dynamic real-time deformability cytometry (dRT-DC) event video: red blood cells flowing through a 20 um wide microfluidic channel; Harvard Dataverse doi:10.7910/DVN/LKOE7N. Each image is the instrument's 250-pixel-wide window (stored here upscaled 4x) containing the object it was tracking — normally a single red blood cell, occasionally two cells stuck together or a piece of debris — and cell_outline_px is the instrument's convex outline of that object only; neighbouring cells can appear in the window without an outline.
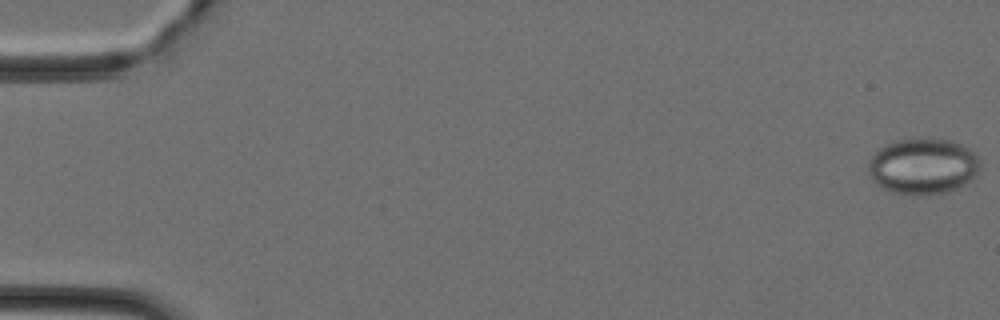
{"species": "Egyptian fruit bat (a non-hibernating species)", "species_latin": "Rousettus aegyptiacus", "temperature_condition": "cold", "stored_images_in_passage": 46, "camera_frame_rate_fps": 3000, "um_per_image_px": 0.085, "animal": {"sex": "female"}, "frame": {"image": 1, "passage_image": 1, "time_ms": 0.0, "image_size_px": [1000, 320], "cell_outline_px": [[980, 168], [976, 176], [964, 184], [948, 192], [920, 196], [912, 196], [892, 192], [884, 188], [872, 180], [868, 172], [868, 160], [884, 144], [896, 140], [920, 136], [928, 136], [952, 140], [968, 148], [980, 160]], "centroid_in_image_um": [78.44, 14.1], "position_along_channel_um": 6.6, "area_um2": 37.34}}
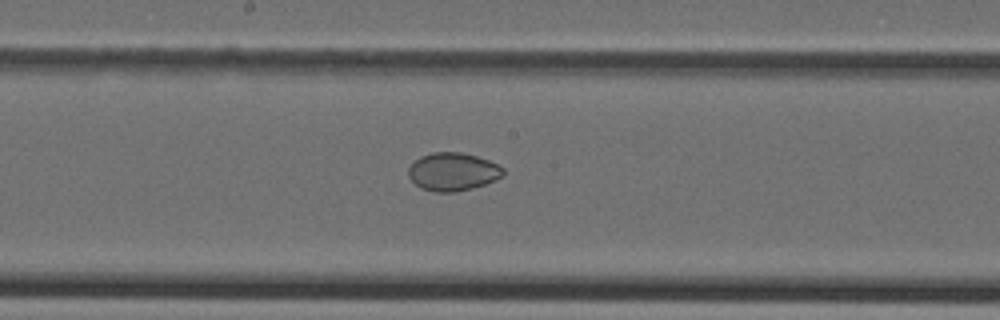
{"frame": {"image": 2, "passage_image": 25, "time_ms": 8.0, "image_size_px": [1000, 320], "cell_outline_px": [[504, 176], [484, 184], [472, 188], [456, 192], [436, 192], [420, 188], [408, 176], [408, 168], [420, 156], [432, 152], [460, 152], [476, 156], [488, 160], [504, 168]], "centroid_in_image_um": [38.48, 14.6], "position_along_channel_um": 209.7, "area_um2": 20.98}}
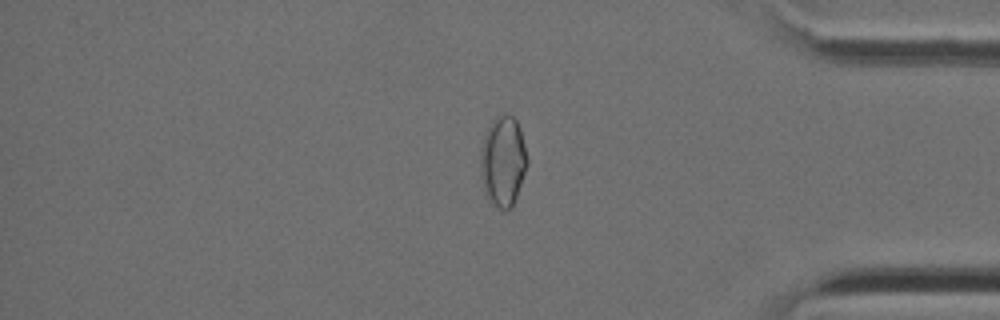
{"frame": {"image": 3, "passage_image": 39, "time_ms": 12.667, "image_size_px": [1000, 320], "cell_outline_px": [[528, 164], [516, 196], [512, 204], [504, 212], [496, 208], [488, 200], [480, 176], [480, 152], [484, 136], [492, 120], [496, 116], [504, 112], [508, 112], [516, 120], [520, 128], [528, 160]], "centroid_in_image_um": [42.74, 13.68], "position_along_channel_um": 392.5, "area_um2": 24.8}}